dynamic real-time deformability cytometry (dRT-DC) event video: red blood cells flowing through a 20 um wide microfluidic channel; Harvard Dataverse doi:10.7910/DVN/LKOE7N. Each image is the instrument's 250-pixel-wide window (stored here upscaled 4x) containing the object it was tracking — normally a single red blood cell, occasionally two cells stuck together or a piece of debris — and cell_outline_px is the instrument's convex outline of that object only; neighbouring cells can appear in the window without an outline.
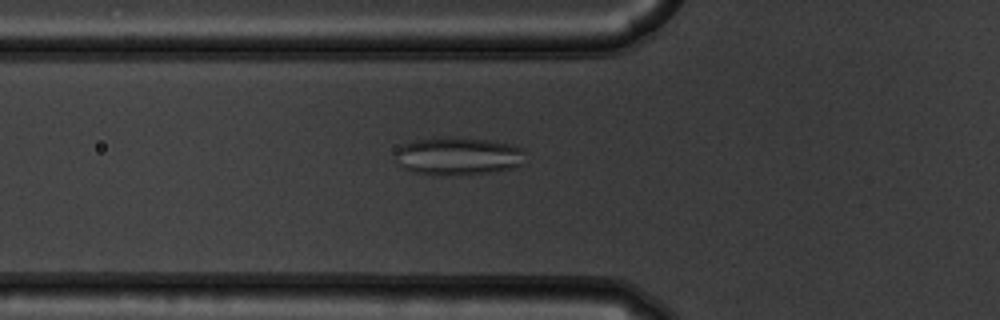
{"species": "common noctule bat (a hibernating species)", "species_latin": "Nyctalus noctula", "temperature_condition": "warm", "stored_images_in_passage": 38, "segment_of_instrument_passage": [1, 2], "camera_frame_rate_fps": 3000, "um_per_image_px": 0.085, "animal": {"sex": "male", "body_mass_g": 19.5, "forearm_length_mm": 54.6}, "frame": {"image": 1, "passage_image": 3, "time_ms": 0.667, "image_size_px": [1000, 320], "cell_outline_px": [[524, 164], [516, 168], [492, 172], [444, 176], [432, 176], [412, 172], [400, 168], [396, 152], [396, 148], [404, 144], [416, 140], [436, 136], [456, 136], [492, 140], [524, 148]], "centroid_in_image_um": [38.94, 13.27], "position_along_channel_um": 86.9, "area_um2": 29.65}}
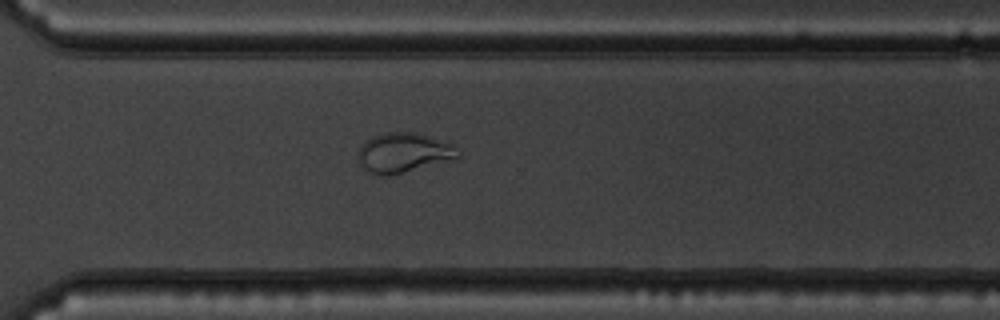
{"frame": {"image": 2, "passage_image": 23, "time_ms": 7.333, "image_size_px": [1000, 320], "cell_outline_px": [[460, 156], [456, 160], [388, 176], [384, 176], [372, 172], [364, 168], [360, 164], [356, 152], [360, 144], [372, 136], [384, 132], [416, 132], [452, 144], [460, 152]], "centroid_in_image_um": [34.31, 12.98], "position_along_channel_um": 336.3, "area_um2": 23.47}}
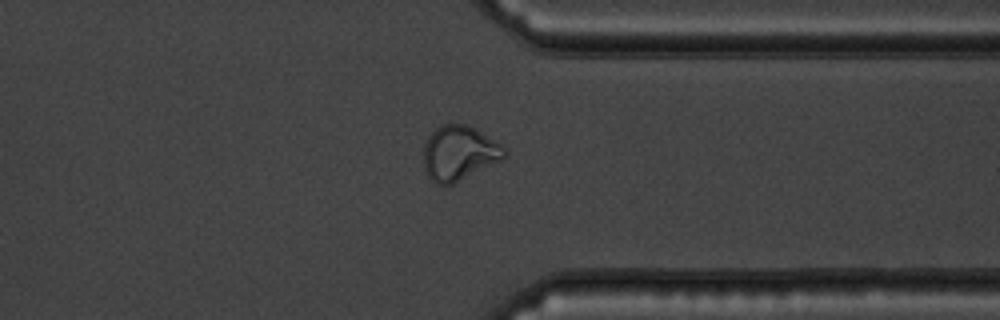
{"frame": {"image": 3, "passage_image": 26, "time_ms": 8.333, "image_size_px": [1000, 320], "cell_outline_px": [[508, 152], [500, 160], [452, 184], [436, 184], [428, 176], [424, 168], [424, 144], [428, 136], [436, 128], [444, 124], [468, 124], [476, 128], [500, 144]], "centroid_in_image_um": [39.0, 12.99], "position_along_channel_um": 372.4, "area_um2": 25.43}}